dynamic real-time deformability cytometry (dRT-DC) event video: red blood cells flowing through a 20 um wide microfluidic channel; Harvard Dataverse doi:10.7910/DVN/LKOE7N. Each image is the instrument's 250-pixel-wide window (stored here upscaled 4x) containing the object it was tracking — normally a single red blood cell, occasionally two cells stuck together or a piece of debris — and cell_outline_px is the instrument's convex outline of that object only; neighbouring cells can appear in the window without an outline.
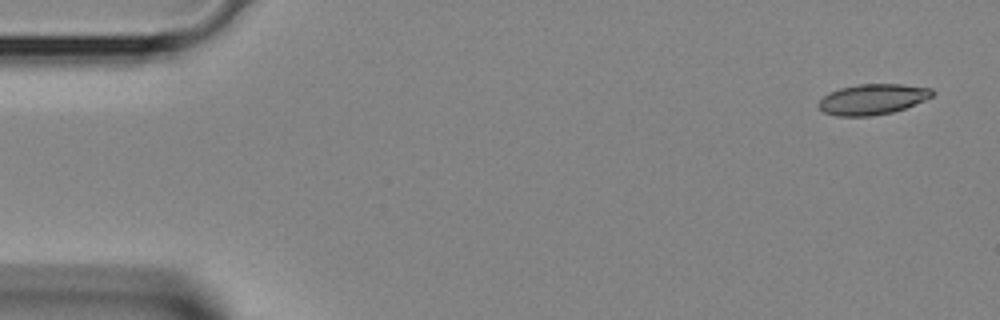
{"species": "Egyptian fruit bat (a non-hibernating species)", "species_latin": "Rousettus aegyptiacus", "temperature_condition": "room temperature", "stored_images_in_passage": 3, "camera_frame_rate_fps": 3000, "um_per_image_px": 0.085, "animal": {"sex": "female"}, "frame": {"image": 1, "passage_image": 1, "time_ms": 0.0, "image_size_px": [1000, 320], "cell_outline_px": [[936, 92], [932, 96], [924, 100], [904, 108], [892, 112], [872, 116], [836, 116], [824, 112], [816, 104], [828, 92], [840, 88], [856, 84], [904, 84], [932, 88]], "centroid_in_image_um": [74.16, 8.43], "position_along_channel_um": 10.8, "area_um2": 20.35}}
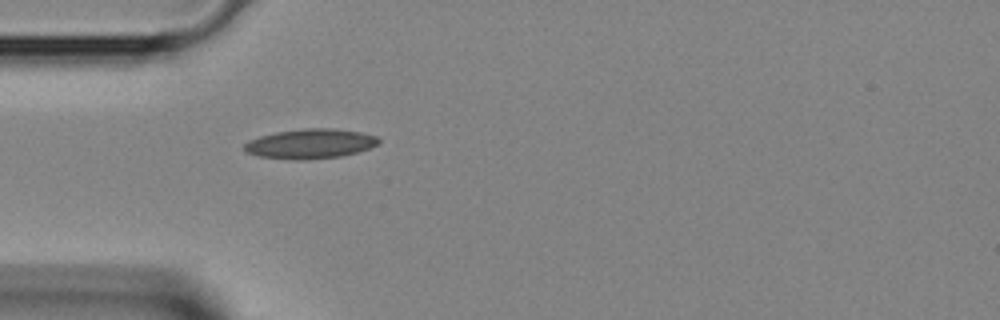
{"frame": {"image": 2, "passage_image": 3, "time_ms": 0.667, "image_size_px": [1000, 320], "cell_outline_px": [[380, 144], [356, 152], [340, 156], [304, 160], [296, 160], [260, 156], [244, 152], [244, 144], [248, 140], [260, 136], [276, 132], [304, 128], [336, 128], [360, 132], [376, 136], [380, 140]], "centroid_in_image_um": [26.36, 12.21], "position_along_channel_um": 58.6, "area_um2": 23.24}}